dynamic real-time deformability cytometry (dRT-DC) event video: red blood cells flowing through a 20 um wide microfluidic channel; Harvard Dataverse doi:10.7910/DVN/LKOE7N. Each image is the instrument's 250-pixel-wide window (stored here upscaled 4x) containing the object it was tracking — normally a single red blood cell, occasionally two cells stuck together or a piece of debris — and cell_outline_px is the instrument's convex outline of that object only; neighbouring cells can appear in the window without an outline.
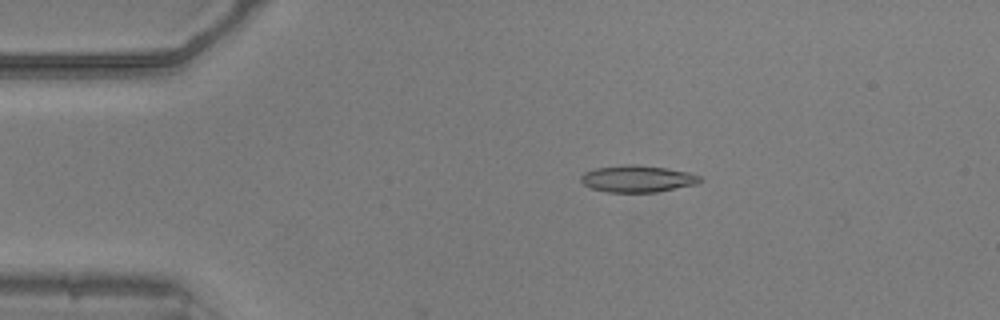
{"species": "common noctule bat (a hibernating species)", "species_latin": "Nyctalus noctula", "temperature_condition": "warm", "stored_images_in_passage": 12, "camera_frame_rate_fps": 3000, "um_per_image_px": 0.085, "animal": {"sex": "male", "body_mass_g": 20.5, "forearm_length_mm": 52.5}, "frame": {"image": 1, "passage_image": 10, "time_ms": 3.0, "image_size_px": [1000, 320], "cell_outline_px": [[704, 180], [696, 184], [656, 192], [608, 192], [592, 188], [584, 184], [580, 180], [580, 176], [584, 172], [596, 168], [624, 164], [636, 164], [668, 168], [688, 172], [700, 176]], "centroid_in_image_um": [54.19, 15.18], "position_along_channel_um": 30.8, "area_um2": 18.67}}